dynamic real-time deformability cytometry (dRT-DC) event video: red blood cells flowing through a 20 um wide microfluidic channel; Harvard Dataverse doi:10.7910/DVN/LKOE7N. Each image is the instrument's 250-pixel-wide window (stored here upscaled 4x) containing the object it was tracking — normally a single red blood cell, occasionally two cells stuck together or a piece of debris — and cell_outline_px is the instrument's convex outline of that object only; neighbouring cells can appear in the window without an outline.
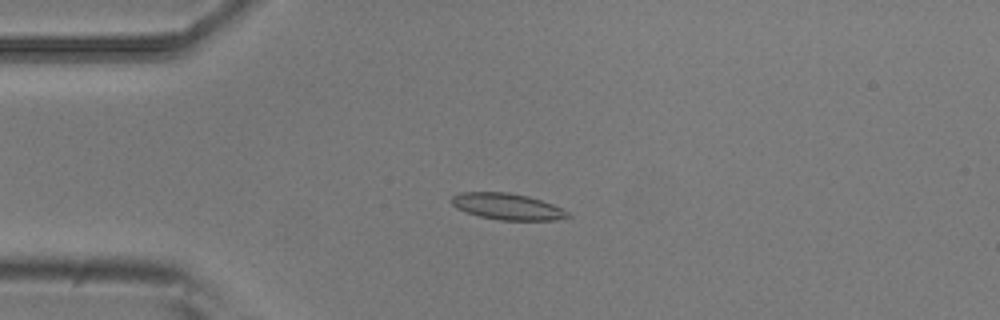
{"species": "common noctule bat (a hibernating species)", "species_latin": "Nyctalus noctula", "temperature_condition": "room temperature", "stored_images_in_passage": 9, "camera_frame_rate_fps": 3000, "um_per_image_px": 0.085, "animal": {"sex": "male", "body_mass_g": 20.5, "forearm_length_mm": 52.5}, "frame": {"image": 1, "passage_image": 3, "time_ms": 0.667, "image_size_px": [1000, 320], "cell_outline_px": [[572, 216], [556, 220], [500, 220], [480, 216], [456, 208], [452, 204], [452, 196], [460, 192], [508, 192], [528, 196], [552, 204], [568, 212]], "centroid_in_image_um": [43.12, 17.55], "position_along_channel_um": 41.9, "area_um2": 17.69}}
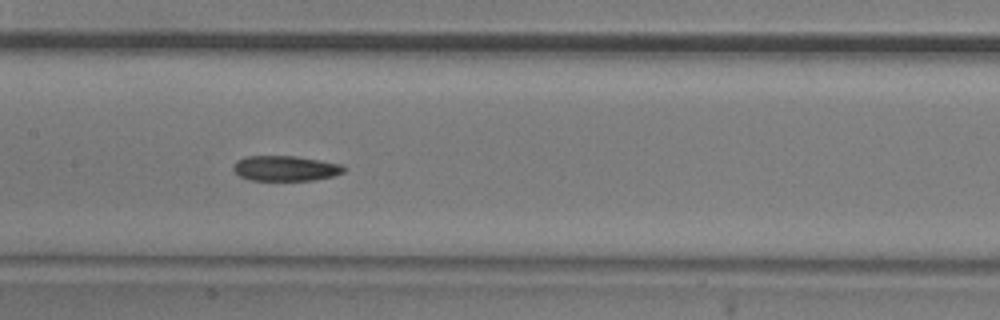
{"frame": {"image": 2, "passage_image": 7, "time_ms": 2.0, "image_size_px": [1000, 320], "cell_outline_px": [[344, 172], [332, 176], [312, 180], [248, 180], [240, 176], [232, 168], [236, 160], [244, 156], [296, 156], [320, 160], [340, 164], [344, 168]], "centroid_in_image_um": [24.21, 14.3], "position_along_channel_um": 183.2, "area_um2": 16.18}}
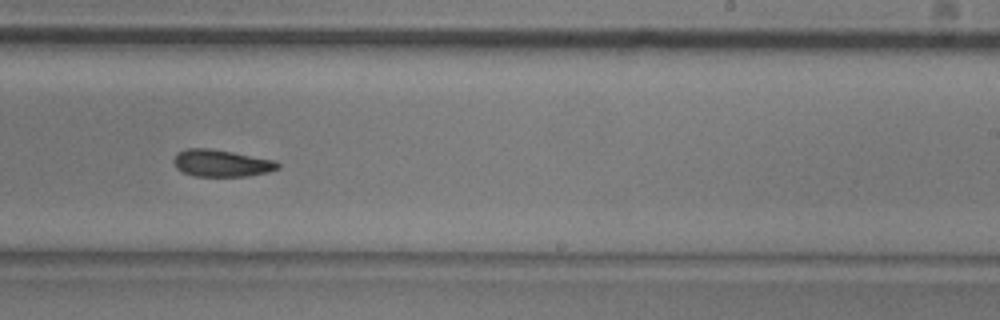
{"frame": {"image": 3, "passage_image": 9, "time_ms": 2.667, "image_size_px": [1000, 320], "cell_outline_px": [[280, 168], [268, 172], [248, 176], [196, 176], [184, 172], [176, 168], [172, 160], [176, 152], [188, 148], [208, 148], [232, 152], [276, 160], [280, 164]], "centroid_in_image_um": [18.82, 13.86], "position_along_channel_um": 270.2, "area_um2": 16.47}}